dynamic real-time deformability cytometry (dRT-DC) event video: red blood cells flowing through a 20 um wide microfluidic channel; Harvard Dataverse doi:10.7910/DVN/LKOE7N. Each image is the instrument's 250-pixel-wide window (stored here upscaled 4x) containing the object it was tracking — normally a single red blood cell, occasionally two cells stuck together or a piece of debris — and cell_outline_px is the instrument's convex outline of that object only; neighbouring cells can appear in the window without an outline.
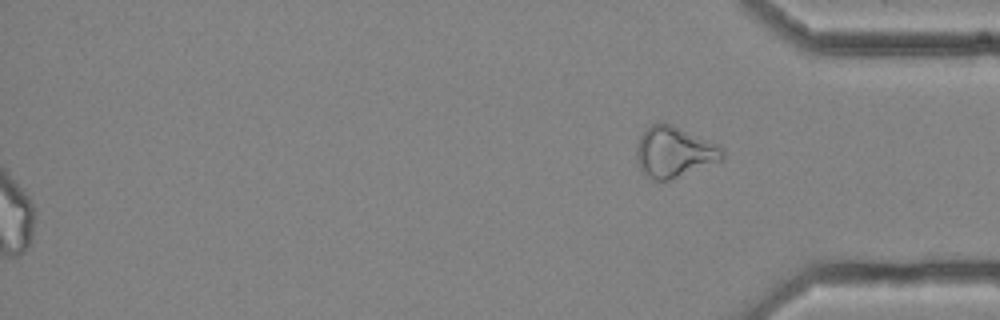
{"species": "common noctule bat (a hibernating species)", "species_latin": "Nyctalus noctula", "temperature_condition": "cold", "stored_images_in_passage": 54, "segment_of_instrument_passage": [2, 2], "camera_frame_rate_fps": 3000, "um_per_image_px": 0.085, "animal": {"sex": "female", "body_mass_g": 25.1}, "frame": {"image": 1, "passage_image": 54, "time_ms": 17.667, "image_size_px": [1000, 320], "cell_outline_px": [[724, 160], [668, 180], [656, 180], [648, 176], [640, 168], [636, 156], [636, 144], [640, 136], [652, 124], [672, 124], [720, 144], [724, 148]], "centroid_in_image_um": [57.36, 12.91], "position_along_channel_um": 377.8, "area_um2": 25.37}}